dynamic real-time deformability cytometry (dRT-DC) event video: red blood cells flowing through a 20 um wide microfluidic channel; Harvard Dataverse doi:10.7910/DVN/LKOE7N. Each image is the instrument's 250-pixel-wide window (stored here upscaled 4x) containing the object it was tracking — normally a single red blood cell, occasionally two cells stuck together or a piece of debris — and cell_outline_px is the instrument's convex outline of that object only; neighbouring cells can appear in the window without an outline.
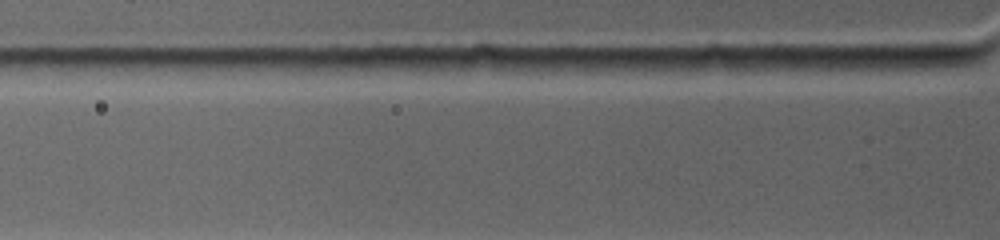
{"species": "common noctule bat (a hibernating species)", "species_latin": "Nyctalus noctula", "temperature_condition": "warm", "stored_images_in_passage": 3, "camera_frame_rate_fps": 4500, "um_per_image_px": 0.085, "animal": {"sex": "female", "body_mass_g": 19.0, "forearm_length_mm": 53.3}, "frame": {"image": 1, "passage_image": 3, "time_ms": 0.667, "image_size_px": [1000, 240], "cell_outline_px": [[980, 60], [972, 64], [916, 72], [868, 76], [816, 68], [820, 56], [960, 56]], "centroid_in_image_um": [75.63, 5.44], "position_along_channel_um": 50.2, "area_um2": 16.99}}